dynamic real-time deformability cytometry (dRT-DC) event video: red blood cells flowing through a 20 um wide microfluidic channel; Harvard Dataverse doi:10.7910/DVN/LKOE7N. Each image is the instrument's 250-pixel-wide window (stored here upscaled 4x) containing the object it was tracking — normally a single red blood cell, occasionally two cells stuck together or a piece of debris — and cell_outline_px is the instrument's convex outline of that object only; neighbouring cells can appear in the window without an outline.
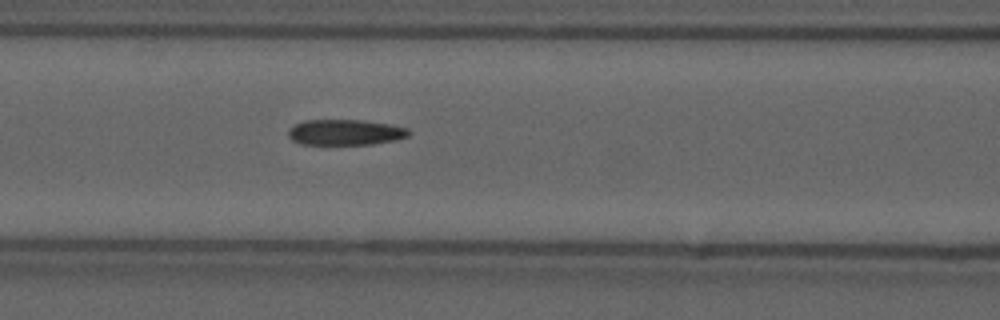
{"species": "common noctule bat (a hibernating species)", "species_latin": "Nyctalus noctula", "temperature_condition": "cold", "stored_images_in_passage": 53, "camera_frame_rate_fps": 3000, "um_per_image_px": 0.085, "animal": {"sex": "male", "forearm_length_mm": 52.5}, "frame": {"image": 1, "passage_image": 23, "time_ms": 7.333, "image_size_px": [1000, 320], "cell_outline_px": [[412, 132], [408, 136], [396, 140], [372, 144], [300, 144], [292, 140], [288, 136], [288, 128], [292, 124], [304, 120], [364, 120], [388, 124], [408, 128]], "centroid_in_image_um": [29.32, 11.24], "position_along_channel_um": 137.3, "area_um2": 18.21}}